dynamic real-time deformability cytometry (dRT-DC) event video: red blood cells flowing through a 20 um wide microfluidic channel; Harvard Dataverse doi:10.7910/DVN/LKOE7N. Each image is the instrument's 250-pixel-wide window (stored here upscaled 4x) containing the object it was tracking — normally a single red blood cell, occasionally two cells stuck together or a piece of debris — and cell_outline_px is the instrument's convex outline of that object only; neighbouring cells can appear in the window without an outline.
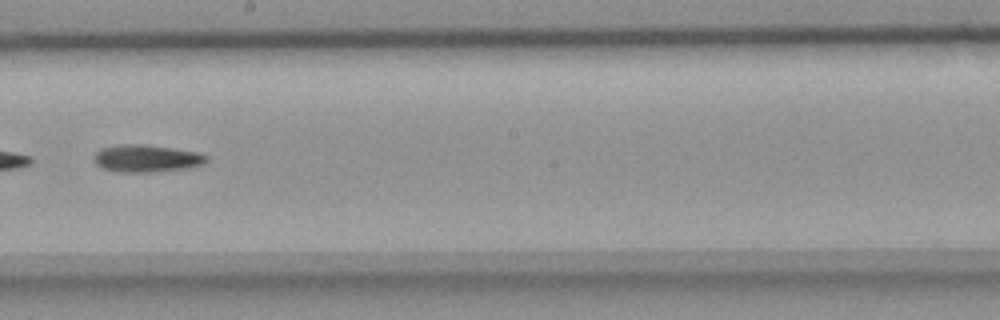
{"species": "common noctule bat (a hibernating species)", "species_latin": "Nyctalus noctula", "temperature_condition": "room temperature", "stored_images_in_passage": 8, "camera_frame_rate_fps": 3000, "um_per_image_px": 0.085, "animal": {"sex": "female", "body_mass_g": 18.4}, "frame": {"image": 1, "passage_image": 8, "time_ms": 2.333, "image_size_px": [1000, 320], "cell_outline_px": [[208, 160], [204, 164], [196, 168], [152, 172], [120, 172], [100, 168], [92, 160], [92, 156], [100, 148], [120, 144], [144, 144], [200, 152], [208, 156]], "centroid_in_image_um": [12.47, 13.47], "position_along_channel_um": 235.7, "area_um2": 18.5}}